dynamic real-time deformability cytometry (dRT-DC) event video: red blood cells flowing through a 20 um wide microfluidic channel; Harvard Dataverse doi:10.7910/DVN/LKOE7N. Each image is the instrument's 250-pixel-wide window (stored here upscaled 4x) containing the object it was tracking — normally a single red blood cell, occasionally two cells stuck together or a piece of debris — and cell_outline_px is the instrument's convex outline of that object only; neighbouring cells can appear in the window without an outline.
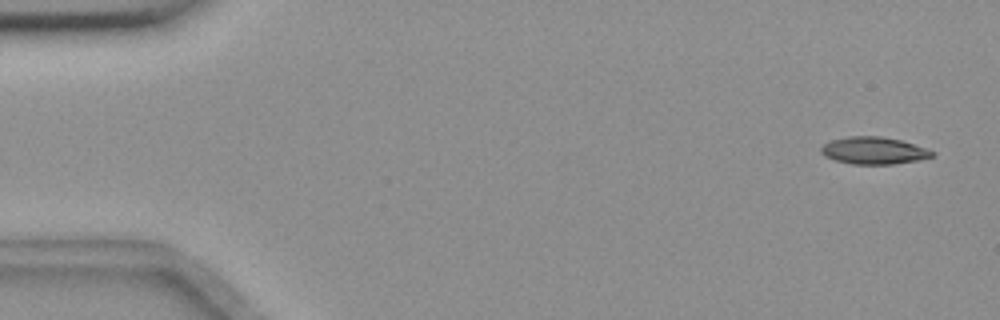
{"species": "common noctule bat (a hibernating species)", "species_latin": "Nyctalus noctula", "temperature_condition": "room temperature", "stored_images_in_passage": 56, "camera_frame_rate_fps": 3000, "um_per_image_px": 0.085, "animal": {"sex": "female", "body_mass_g": 18.4}, "frame": {"image": 1, "passage_image": 3, "time_ms": 0.667, "image_size_px": [1000, 320], "cell_outline_px": [[936, 152], [932, 156], [916, 160], [892, 164], [852, 164], [836, 160], [824, 156], [820, 152], [820, 148], [828, 140], [848, 136], [880, 136], [900, 140]], "centroid_in_image_um": [74.2, 12.79], "position_along_channel_um": 10.8, "area_um2": 17.46}}
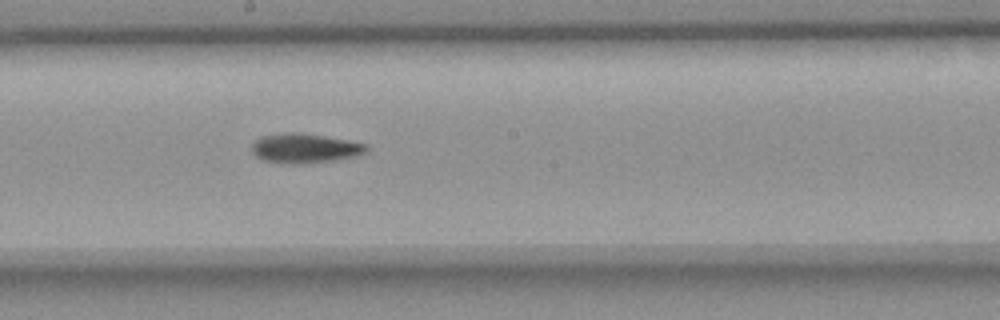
{"frame": {"image": 2, "passage_image": 31, "time_ms": 10.0, "image_size_px": [1000, 320], "cell_outline_px": [[368, 148], [364, 152], [356, 156], [332, 160], [300, 164], [296, 164], [264, 160], [256, 156], [252, 152], [252, 144], [260, 136], [288, 132], [300, 132], [348, 140], [368, 144]], "centroid_in_image_um": [25.9, 12.58], "position_along_channel_um": 222.3, "area_um2": 19.54}}
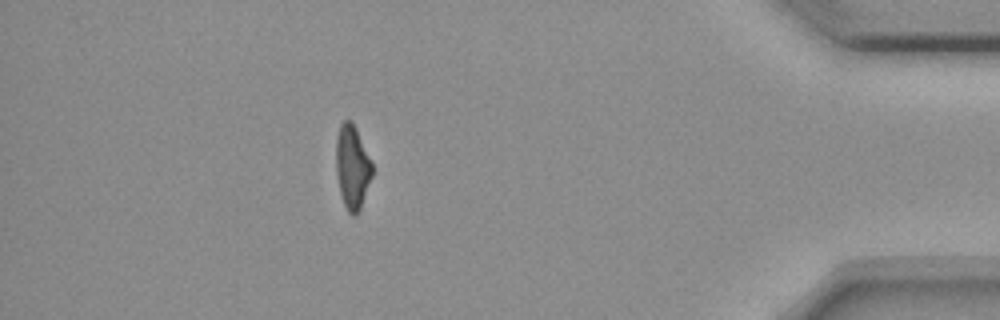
{"frame": {"image": 3, "passage_image": 50, "time_ms": 16.333, "image_size_px": [1000, 320], "cell_outline_px": [[372, 176], [360, 208], [356, 216], [352, 216], [348, 212], [344, 204], [340, 192], [336, 172], [336, 136], [340, 124], [344, 120], [352, 120], [356, 128], [372, 164]], "centroid_in_image_um": [29.92, 14.18], "position_along_channel_um": 405.3, "area_um2": 17.51}, "authors_computed_cell_mechanics": {"area_um2": 18.496, "velocity_mm_per_s": 3.6473, "shape_relaxation_time_tau1_ms": 8.6318, "shape_relaxation_time_tau2_ms": null, "deformation_change_tau1": 0.212, "deformation_change_tau2": null}}